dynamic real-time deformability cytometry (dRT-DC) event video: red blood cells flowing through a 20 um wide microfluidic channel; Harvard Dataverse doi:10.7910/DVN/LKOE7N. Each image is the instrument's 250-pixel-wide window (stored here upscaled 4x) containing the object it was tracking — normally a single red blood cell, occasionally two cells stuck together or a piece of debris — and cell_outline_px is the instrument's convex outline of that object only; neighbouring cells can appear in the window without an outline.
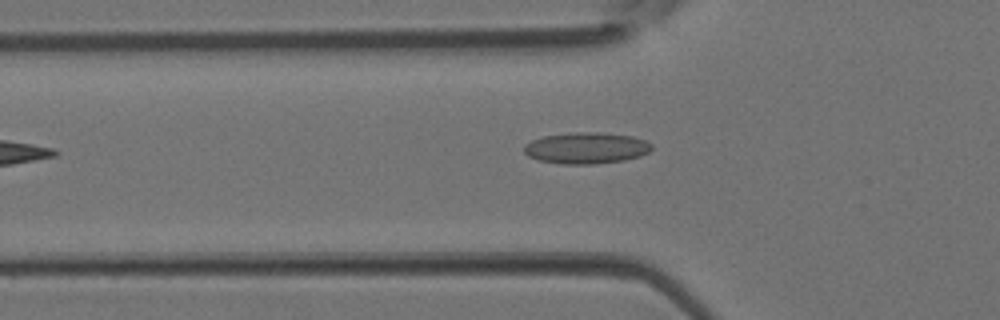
{"species": "Egyptian fruit bat (a non-hibernating species)", "species_latin": "Rousettus aegyptiacus", "temperature_condition": "room temperature", "stored_images_in_passage": 4, "camera_frame_rate_fps": 3000, "um_per_image_px": 0.085, "animal": {"sex": "female"}, "frame": {"image": 1, "passage_image": 4, "time_ms": 1.0, "image_size_px": [1000, 320], "cell_outline_px": [[652, 148], [648, 152], [640, 156], [624, 160], [596, 164], [560, 164], [540, 160], [528, 156], [524, 152], [524, 144], [532, 140], [544, 136], [576, 132], [600, 132], [632, 136], [644, 140], [652, 144]], "centroid_in_image_um": [49.83, 12.58], "position_along_channel_um": 76.0, "area_um2": 23.29}}